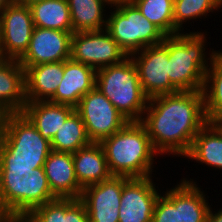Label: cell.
I'll return each instance as SVG.
<instances>
[{"label":"cell","instance_id":"1","mask_svg":"<svg viewBox=\"0 0 222 222\" xmlns=\"http://www.w3.org/2000/svg\"><path fill=\"white\" fill-rule=\"evenodd\" d=\"M140 122L160 155L184 157L208 123L203 93L178 91L149 98Z\"/></svg>","mask_w":222,"mask_h":222},{"label":"cell","instance_id":"2","mask_svg":"<svg viewBox=\"0 0 222 222\" xmlns=\"http://www.w3.org/2000/svg\"><path fill=\"white\" fill-rule=\"evenodd\" d=\"M101 145L112 176L150 177L155 168L154 157L157 159L160 156L140 121H128L119 131L104 139Z\"/></svg>","mask_w":222,"mask_h":222},{"label":"cell","instance_id":"3","mask_svg":"<svg viewBox=\"0 0 222 222\" xmlns=\"http://www.w3.org/2000/svg\"><path fill=\"white\" fill-rule=\"evenodd\" d=\"M56 198L44 167L0 166V214L6 219H23Z\"/></svg>","mask_w":222,"mask_h":222},{"label":"cell","instance_id":"4","mask_svg":"<svg viewBox=\"0 0 222 222\" xmlns=\"http://www.w3.org/2000/svg\"><path fill=\"white\" fill-rule=\"evenodd\" d=\"M206 35L205 31H189L168 36L167 74L170 82L179 91L203 89L206 71L218 52L214 48L212 51L209 50V53L205 51Z\"/></svg>","mask_w":222,"mask_h":222},{"label":"cell","instance_id":"5","mask_svg":"<svg viewBox=\"0 0 222 222\" xmlns=\"http://www.w3.org/2000/svg\"><path fill=\"white\" fill-rule=\"evenodd\" d=\"M51 151V142L42 137L22 112L7 115L0 144V166L44 167Z\"/></svg>","mask_w":222,"mask_h":222},{"label":"cell","instance_id":"6","mask_svg":"<svg viewBox=\"0 0 222 222\" xmlns=\"http://www.w3.org/2000/svg\"><path fill=\"white\" fill-rule=\"evenodd\" d=\"M97 87L128 121H141L149 98L140 84L130 56L122 62L96 70Z\"/></svg>","mask_w":222,"mask_h":222},{"label":"cell","instance_id":"7","mask_svg":"<svg viewBox=\"0 0 222 222\" xmlns=\"http://www.w3.org/2000/svg\"><path fill=\"white\" fill-rule=\"evenodd\" d=\"M105 30L130 56L151 45L162 43L166 35L145 18L131 0H113Z\"/></svg>","mask_w":222,"mask_h":222},{"label":"cell","instance_id":"8","mask_svg":"<svg viewBox=\"0 0 222 222\" xmlns=\"http://www.w3.org/2000/svg\"><path fill=\"white\" fill-rule=\"evenodd\" d=\"M75 109L81 116L89 140L95 143H101L128 122L97 87L87 92Z\"/></svg>","mask_w":222,"mask_h":222},{"label":"cell","instance_id":"9","mask_svg":"<svg viewBox=\"0 0 222 222\" xmlns=\"http://www.w3.org/2000/svg\"><path fill=\"white\" fill-rule=\"evenodd\" d=\"M136 66L142 90L148 98L176 93L168 73V36L162 43L151 45L130 55Z\"/></svg>","mask_w":222,"mask_h":222},{"label":"cell","instance_id":"10","mask_svg":"<svg viewBox=\"0 0 222 222\" xmlns=\"http://www.w3.org/2000/svg\"><path fill=\"white\" fill-rule=\"evenodd\" d=\"M128 56L104 29L76 32L71 37V59L98 70L122 62Z\"/></svg>","mask_w":222,"mask_h":222},{"label":"cell","instance_id":"11","mask_svg":"<svg viewBox=\"0 0 222 222\" xmlns=\"http://www.w3.org/2000/svg\"><path fill=\"white\" fill-rule=\"evenodd\" d=\"M33 29L29 6L12 3L1 11V57L19 60L28 50Z\"/></svg>","mask_w":222,"mask_h":222},{"label":"cell","instance_id":"12","mask_svg":"<svg viewBox=\"0 0 222 222\" xmlns=\"http://www.w3.org/2000/svg\"><path fill=\"white\" fill-rule=\"evenodd\" d=\"M72 34V31L34 26L28 50L19 63L26 71L30 66L70 59Z\"/></svg>","mask_w":222,"mask_h":222},{"label":"cell","instance_id":"13","mask_svg":"<svg viewBox=\"0 0 222 222\" xmlns=\"http://www.w3.org/2000/svg\"><path fill=\"white\" fill-rule=\"evenodd\" d=\"M152 177H124L119 222H152L155 202L160 194Z\"/></svg>","mask_w":222,"mask_h":222},{"label":"cell","instance_id":"14","mask_svg":"<svg viewBox=\"0 0 222 222\" xmlns=\"http://www.w3.org/2000/svg\"><path fill=\"white\" fill-rule=\"evenodd\" d=\"M123 185L124 176H111L83 188L80 200L86 207L89 222H119Z\"/></svg>","mask_w":222,"mask_h":222},{"label":"cell","instance_id":"15","mask_svg":"<svg viewBox=\"0 0 222 222\" xmlns=\"http://www.w3.org/2000/svg\"><path fill=\"white\" fill-rule=\"evenodd\" d=\"M95 85L96 70L70 58L64 61L63 78L55 94L48 101L76 108L80 99Z\"/></svg>","mask_w":222,"mask_h":222},{"label":"cell","instance_id":"16","mask_svg":"<svg viewBox=\"0 0 222 222\" xmlns=\"http://www.w3.org/2000/svg\"><path fill=\"white\" fill-rule=\"evenodd\" d=\"M193 179L183 178L163 193L178 208L179 222H206L209 209L204 191Z\"/></svg>","mask_w":222,"mask_h":222},{"label":"cell","instance_id":"17","mask_svg":"<svg viewBox=\"0 0 222 222\" xmlns=\"http://www.w3.org/2000/svg\"><path fill=\"white\" fill-rule=\"evenodd\" d=\"M50 190L58 198L80 199L83 188L74 170L73 154L51 151L44 163Z\"/></svg>","mask_w":222,"mask_h":222},{"label":"cell","instance_id":"18","mask_svg":"<svg viewBox=\"0 0 222 222\" xmlns=\"http://www.w3.org/2000/svg\"><path fill=\"white\" fill-rule=\"evenodd\" d=\"M26 103L25 69L18 60L0 57V109L18 113Z\"/></svg>","mask_w":222,"mask_h":222},{"label":"cell","instance_id":"19","mask_svg":"<svg viewBox=\"0 0 222 222\" xmlns=\"http://www.w3.org/2000/svg\"><path fill=\"white\" fill-rule=\"evenodd\" d=\"M73 163L77 181L82 188L100 183L112 176L101 143L91 142L78 149L73 153Z\"/></svg>","mask_w":222,"mask_h":222},{"label":"cell","instance_id":"20","mask_svg":"<svg viewBox=\"0 0 222 222\" xmlns=\"http://www.w3.org/2000/svg\"><path fill=\"white\" fill-rule=\"evenodd\" d=\"M64 75V61L30 66L25 71L27 102L48 101Z\"/></svg>","mask_w":222,"mask_h":222},{"label":"cell","instance_id":"21","mask_svg":"<svg viewBox=\"0 0 222 222\" xmlns=\"http://www.w3.org/2000/svg\"><path fill=\"white\" fill-rule=\"evenodd\" d=\"M75 110L69 105L36 101L27 102L22 113L31 121L42 137L51 142L58 129Z\"/></svg>","mask_w":222,"mask_h":222},{"label":"cell","instance_id":"22","mask_svg":"<svg viewBox=\"0 0 222 222\" xmlns=\"http://www.w3.org/2000/svg\"><path fill=\"white\" fill-rule=\"evenodd\" d=\"M184 158L222 170V123L208 122L194 137Z\"/></svg>","mask_w":222,"mask_h":222},{"label":"cell","instance_id":"23","mask_svg":"<svg viewBox=\"0 0 222 222\" xmlns=\"http://www.w3.org/2000/svg\"><path fill=\"white\" fill-rule=\"evenodd\" d=\"M26 222H89L84 203L76 198H56L34 208Z\"/></svg>","mask_w":222,"mask_h":222},{"label":"cell","instance_id":"24","mask_svg":"<svg viewBox=\"0 0 222 222\" xmlns=\"http://www.w3.org/2000/svg\"><path fill=\"white\" fill-rule=\"evenodd\" d=\"M112 2L113 0H68L72 32L104 30L108 16L105 11Z\"/></svg>","mask_w":222,"mask_h":222},{"label":"cell","instance_id":"25","mask_svg":"<svg viewBox=\"0 0 222 222\" xmlns=\"http://www.w3.org/2000/svg\"><path fill=\"white\" fill-rule=\"evenodd\" d=\"M202 93L208 122L222 123V51L220 49L206 71Z\"/></svg>","mask_w":222,"mask_h":222},{"label":"cell","instance_id":"26","mask_svg":"<svg viewBox=\"0 0 222 222\" xmlns=\"http://www.w3.org/2000/svg\"><path fill=\"white\" fill-rule=\"evenodd\" d=\"M34 26L72 31L68 0H43L29 6Z\"/></svg>","mask_w":222,"mask_h":222},{"label":"cell","instance_id":"27","mask_svg":"<svg viewBox=\"0 0 222 222\" xmlns=\"http://www.w3.org/2000/svg\"><path fill=\"white\" fill-rule=\"evenodd\" d=\"M85 125L75 110L58 129L51 141V149L56 152L75 153L78 149L89 145Z\"/></svg>","mask_w":222,"mask_h":222},{"label":"cell","instance_id":"28","mask_svg":"<svg viewBox=\"0 0 222 222\" xmlns=\"http://www.w3.org/2000/svg\"><path fill=\"white\" fill-rule=\"evenodd\" d=\"M142 15L155 24L166 36L181 33L174 24V0H131Z\"/></svg>","mask_w":222,"mask_h":222},{"label":"cell","instance_id":"29","mask_svg":"<svg viewBox=\"0 0 222 222\" xmlns=\"http://www.w3.org/2000/svg\"><path fill=\"white\" fill-rule=\"evenodd\" d=\"M222 6L216 0H174L173 18L175 27L184 32V24L190 20L207 18L208 13L219 11ZM186 22V23H185Z\"/></svg>","mask_w":222,"mask_h":222},{"label":"cell","instance_id":"30","mask_svg":"<svg viewBox=\"0 0 222 222\" xmlns=\"http://www.w3.org/2000/svg\"><path fill=\"white\" fill-rule=\"evenodd\" d=\"M159 194L152 216V222H179L178 208L165 196Z\"/></svg>","mask_w":222,"mask_h":222},{"label":"cell","instance_id":"31","mask_svg":"<svg viewBox=\"0 0 222 222\" xmlns=\"http://www.w3.org/2000/svg\"><path fill=\"white\" fill-rule=\"evenodd\" d=\"M206 222H222V208L216 212L210 207Z\"/></svg>","mask_w":222,"mask_h":222},{"label":"cell","instance_id":"32","mask_svg":"<svg viewBox=\"0 0 222 222\" xmlns=\"http://www.w3.org/2000/svg\"><path fill=\"white\" fill-rule=\"evenodd\" d=\"M7 115L8 114L4 110L0 109V144L2 143L3 139V133H4L5 121Z\"/></svg>","mask_w":222,"mask_h":222},{"label":"cell","instance_id":"33","mask_svg":"<svg viewBox=\"0 0 222 222\" xmlns=\"http://www.w3.org/2000/svg\"><path fill=\"white\" fill-rule=\"evenodd\" d=\"M43 1V0H13V3L19 4V5H24V6H30L33 3Z\"/></svg>","mask_w":222,"mask_h":222},{"label":"cell","instance_id":"34","mask_svg":"<svg viewBox=\"0 0 222 222\" xmlns=\"http://www.w3.org/2000/svg\"><path fill=\"white\" fill-rule=\"evenodd\" d=\"M12 3L13 0H0V12L3 11L8 5Z\"/></svg>","mask_w":222,"mask_h":222},{"label":"cell","instance_id":"35","mask_svg":"<svg viewBox=\"0 0 222 222\" xmlns=\"http://www.w3.org/2000/svg\"><path fill=\"white\" fill-rule=\"evenodd\" d=\"M13 222H26L24 219H13Z\"/></svg>","mask_w":222,"mask_h":222},{"label":"cell","instance_id":"36","mask_svg":"<svg viewBox=\"0 0 222 222\" xmlns=\"http://www.w3.org/2000/svg\"><path fill=\"white\" fill-rule=\"evenodd\" d=\"M5 219L6 218L2 214H0V222H3Z\"/></svg>","mask_w":222,"mask_h":222},{"label":"cell","instance_id":"37","mask_svg":"<svg viewBox=\"0 0 222 222\" xmlns=\"http://www.w3.org/2000/svg\"><path fill=\"white\" fill-rule=\"evenodd\" d=\"M3 222H13V219H5Z\"/></svg>","mask_w":222,"mask_h":222},{"label":"cell","instance_id":"38","mask_svg":"<svg viewBox=\"0 0 222 222\" xmlns=\"http://www.w3.org/2000/svg\"><path fill=\"white\" fill-rule=\"evenodd\" d=\"M0 57H1V33H0Z\"/></svg>","mask_w":222,"mask_h":222},{"label":"cell","instance_id":"39","mask_svg":"<svg viewBox=\"0 0 222 222\" xmlns=\"http://www.w3.org/2000/svg\"><path fill=\"white\" fill-rule=\"evenodd\" d=\"M222 6V0H216Z\"/></svg>","mask_w":222,"mask_h":222}]
</instances>
